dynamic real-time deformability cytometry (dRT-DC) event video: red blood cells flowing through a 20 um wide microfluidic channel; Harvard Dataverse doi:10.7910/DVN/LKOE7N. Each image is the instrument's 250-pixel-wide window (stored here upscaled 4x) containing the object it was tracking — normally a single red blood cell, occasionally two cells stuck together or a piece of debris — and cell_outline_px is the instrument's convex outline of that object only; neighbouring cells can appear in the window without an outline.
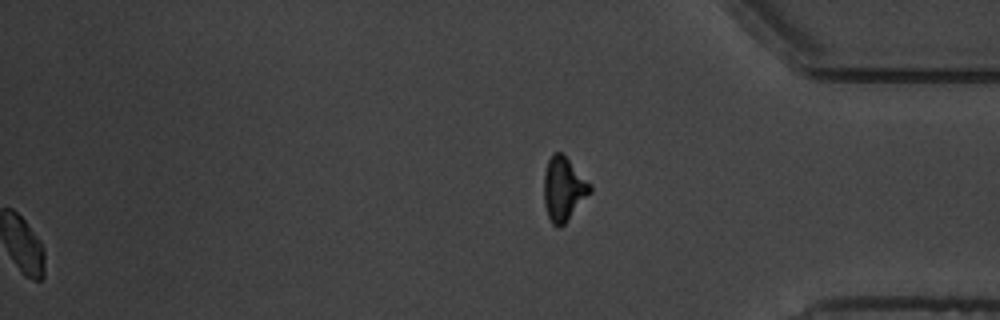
{"species": "common noctule bat (a hibernating species)", "species_latin": "Nyctalus noctula", "temperature_condition": "warm", "stored_images_in_passage": 52, "segment_of_instrument_passage": [2, 2], "camera_frame_rate_fps": 3000, "um_per_image_px": 0.085, "animal": {"sex": "male", "body_mass_g": 19.5, "forearm_length_mm": 54.6}, "frame": {"image": 1, "passage_image": 52, "time_ms": 17.0, "image_size_px": [1000, 320], "cell_outline_px": [[592, 192], [564, 224], [560, 228], [556, 228], [552, 224], [548, 216], [544, 204], [544, 172], [548, 160], [552, 152], [564, 152], [592, 184]], "centroid_in_image_um": [47.92, 16.02], "position_along_channel_um": 387.3, "area_um2": 17.69}}